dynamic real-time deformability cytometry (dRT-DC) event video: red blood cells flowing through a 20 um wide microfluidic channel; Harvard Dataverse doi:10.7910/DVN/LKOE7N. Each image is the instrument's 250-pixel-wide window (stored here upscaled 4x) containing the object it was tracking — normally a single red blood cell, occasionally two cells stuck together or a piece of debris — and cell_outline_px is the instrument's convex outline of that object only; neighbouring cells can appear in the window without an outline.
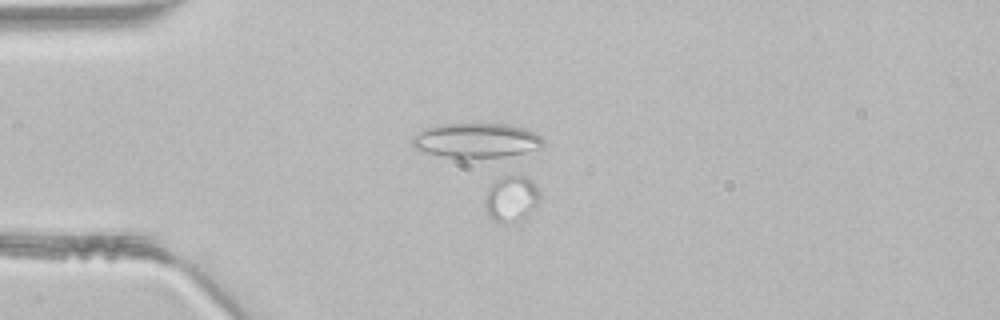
{"species": "common noctule bat (a hibernating species)", "species_latin": "Nyctalus noctula", "temperature_condition": "room temperature", "stored_images_in_passage": 37, "camera_frame_rate_fps": 3000, "um_per_image_px": 0.085, "animal": {"sex": "male", "body_mass_g": 21.5, "forearm_length_mm": 52.0}, "frame": {"image": 1, "passage_image": 2, "time_ms": 0.333, "image_size_px": [1000, 320], "cell_outline_px": [[540, 200], [536, 208], [520, 228], [492, 220], [488, 216], [484, 208], [484, 200], [488, 188], [496, 180], [504, 176], [528, 176], [536, 184], [540, 192]], "centroid_in_image_um": [43.51, 17.0], "position_along_channel_um": 41.5, "area_um2": 15.95}}
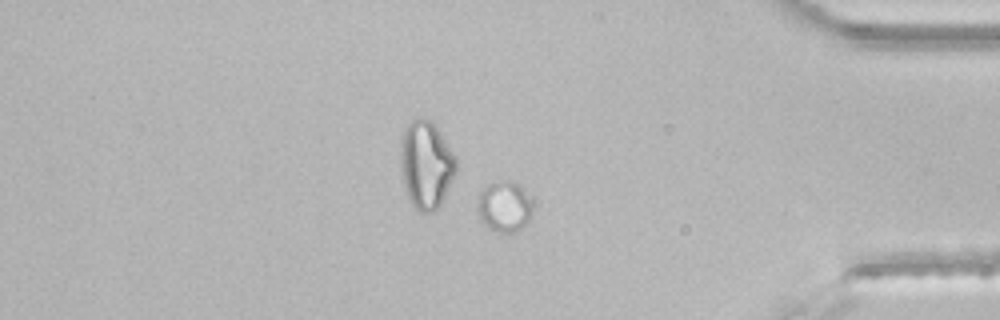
{"frame": {"image": 2, "passage_image": 30, "time_ms": 9.667, "image_size_px": [1000, 320], "cell_outline_px": [[532, 212], [528, 220], [520, 228], [512, 232], [496, 232], [488, 228], [480, 220], [476, 208], [476, 204], [480, 192], [488, 184], [508, 180], [520, 184], [524, 188], [532, 204]], "centroid_in_image_um": [42.84, 17.55], "position_along_channel_um": 392.4, "area_um2": 16.36}}
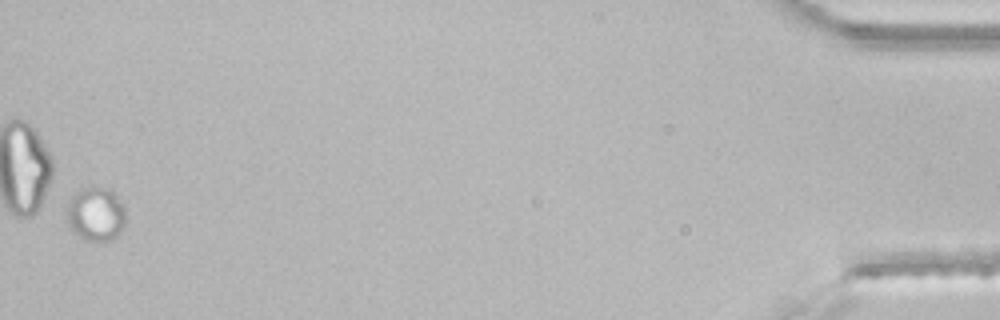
{"frame": {"image": 3, "passage_image": 37, "time_ms": 12.0, "image_size_px": [1000, 320], "cell_outline_px": [[124, 228], [112, 240], [84, 240], [72, 232], [68, 224], [68, 208], [72, 196], [76, 192], [84, 188], [108, 188], [124, 204]], "centroid_in_image_um": [8.16, 18.22], "position_along_channel_um": 427.0, "area_um2": 18.21}}